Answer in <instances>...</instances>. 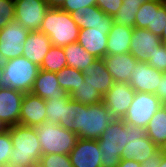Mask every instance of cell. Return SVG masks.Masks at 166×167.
Here are the masks:
<instances>
[{
    "mask_svg": "<svg viewBox=\"0 0 166 167\" xmlns=\"http://www.w3.org/2000/svg\"><path fill=\"white\" fill-rule=\"evenodd\" d=\"M115 120L103 101L88 106L71 99L65 106V122L59 125L77 134L78 138L97 140Z\"/></svg>",
    "mask_w": 166,
    "mask_h": 167,
    "instance_id": "cell-1",
    "label": "cell"
},
{
    "mask_svg": "<svg viewBox=\"0 0 166 167\" xmlns=\"http://www.w3.org/2000/svg\"><path fill=\"white\" fill-rule=\"evenodd\" d=\"M9 134L13 145L9 166L31 167L39 162L42 149L35 127L17 124L9 127Z\"/></svg>",
    "mask_w": 166,
    "mask_h": 167,
    "instance_id": "cell-2",
    "label": "cell"
},
{
    "mask_svg": "<svg viewBox=\"0 0 166 167\" xmlns=\"http://www.w3.org/2000/svg\"><path fill=\"white\" fill-rule=\"evenodd\" d=\"M40 32L46 34L52 46L64 47L77 42L80 28L71 14L60 8H49L45 14Z\"/></svg>",
    "mask_w": 166,
    "mask_h": 167,
    "instance_id": "cell-3",
    "label": "cell"
},
{
    "mask_svg": "<svg viewBox=\"0 0 166 167\" xmlns=\"http://www.w3.org/2000/svg\"><path fill=\"white\" fill-rule=\"evenodd\" d=\"M127 140L128 132L123 119H116L109 124L97 139L98 149L101 151L102 167H117L119 165Z\"/></svg>",
    "mask_w": 166,
    "mask_h": 167,
    "instance_id": "cell-4",
    "label": "cell"
},
{
    "mask_svg": "<svg viewBox=\"0 0 166 167\" xmlns=\"http://www.w3.org/2000/svg\"><path fill=\"white\" fill-rule=\"evenodd\" d=\"M35 129L42 155L57 153L69 155L78 140L77 134L52 122L45 121Z\"/></svg>",
    "mask_w": 166,
    "mask_h": 167,
    "instance_id": "cell-5",
    "label": "cell"
},
{
    "mask_svg": "<svg viewBox=\"0 0 166 167\" xmlns=\"http://www.w3.org/2000/svg\"><path fill=\"white\" fill-rule=\"evenodd\" d=\"M3 86L30 93L40 67L24 56L3 62Z\"/></svg>",
    "mask_w": 166,
    "mask_h": 167,
    "instance_id": "cell-6",
    "label": "cell"
},
{
    "mask_svg": "<svg viewBox=\"0 0 166 167\" xmlns=\"http://www.w3.org/2000/svg\"><path fill=\"white\" fill-rule=\"evenodd\" d=\"M125 128L128 140L123 148L122 159H133L142 163L159 151V147L147 136L145 128L128 123H125Z\"/></svg>",
    "mask_w": 166,
    "mask_h": 167,
    "instance_id": "cell-7",
    "label": "cell"
},
{
    "mask_svg": "<svg viewBox=\"0 0 166 167\" xmlns=\"http://www.w3.org/2000/svg\"><path fill=\"white\" fill-rule=\"evenodd\" d=\"M163 105L155 94L136 92L123 120L146 129L150 119Z\"/></svg>",
    "mask_w": 166,
    "mask_h": 167,
    "instance_id": "cell-8",
    "label": "cell"
},
{
    "mask_svg": "<svg viewBox=\"0 0 166 167\" xmlns=\"http://www.w3.org/2000/svg\"><path fill=\"white\" fill-rule=\"evenodd\" d=\"M29 34L15 19L0 26V60L5 62L23 55V43Z\"/></svg>",
    "mask_w": 166,
    "mask_h": 167,
    "instance_id": "cell-9",
    "label": "cell"
},
{
    "mask_svg": "<svg viewBox=\"0 0 166 167\" xmlns=\"http://www.w3.org/2000/svg\"><path fill=\"white\" fill-rule=\"evenodd\" d=\"M15 20L27 31H40L44 17L50 8L45 0H16Z\"/></svg>",
    "mask_w": 166,
    "mask_h": 167,
    "instance_id": "cell-10",
    "label": "cell"
},
{
    "mask_svg": "<svg viewBox=\"0 0 166 167\" xmlns=\"http://www.w3.org/2000/svg\"><path fill=\"white\" fill-rule=\"evenodd\" d=\"M135 93L128 83L114 82L112 88L103 96V102L116 119H123Z\"/></svg>",
    "mask_w": 166,
    "mask_h": 167,
    "instance_id": "cell-11",
    "label": "cell"
},
{
    "mask_svg": "<svg viewBox=\"0 0 166 167\" xmlns=\"http://www.w3.org/2000/svg\"><path fill=\"white\" fill-rule=\"evenodd\" d=\"M24 92L9 87L0 89V124L4 128L19 124Z\"/></svg>",
    "mask_w": 166,
    "mask_h": 167,
    "instance_id": "cell-12",
    "label": "cell"
},
{
    "mask_svg": "<svg viewBox=\"0 0 166 167\" xmlns=\"http://www.w3.org/2000/svg\"><path fill=\"white\" fill-rule=\"evenodd\" d=\"M162 71H159L147 62L138 61L129 79V85L136 92L154 94L161 80Z\"/></svg>",
    "mask_w": 166,
    "mask_h": 167,
    "instance_id": "cell-13",
    "label": "cell"
},
{
    "mask_svg": "<svg viewBox=\"0 0 166 167\" xmlns=\"http://www.w3.org/2000/svg\"><path fill=\"white\" fill-rule=\"evenodd\" d=\"M97 140L78 138L69 157L73 167H102Z\"/></svg>",
    "mask_w": 166,
    "mask_h": 167,
    "instance_id": "cell-14",
    "label": "cell"
},
{
    "mask_svg": "<svg viewBox=\"0 0 166 167\" xmlns=\"http://www.w3.org/2000/svg\"><path fill=\"white\" fill-rule=\"evenodd\" d=\"M162 40L158 35L153 34L147 29H133L130 53L140 62H147L150 54L161 45Z\"/></svg>",
    "mask_w": 166,
    "mask_h": 167,
    "instance_id": "cell-15",
    "label": "cell"
},
{
    "mask_svg": "<svg viewBox=\"0 0 166 167\" xmlns=\"http://www.w3.org/2000/svg\"><path fill=\"white\" fill-rule=\"evenodd\" d=\"M30 93L43 100L70 98V95L59 86L56 73L42 69L39 70Z\"/></svg>",
    "mask_w": 166,
    "mask_h": 167,
    "instance_id": "cell-16",
    "label": "cell"
},
{
    "mask_svg": "<svg viewBox=\"0 0 166 167\" xmlns=\"http://www.w3.org/2000/svg\"><path fill=\"white\" fill-rule=\"evenodd\" d=\"M46 121V105L45 100L33 95L25 93L21 103V114L19 124L29 127H36Z\"/></svg>",
    "mask_w": 166,
    "mask_h": 167,
    "instance_id": "cell-17",
    "label": "cell"
},
{
    "mask_svg": "<svg viewBox=\"0 0 166 167\" xmlns=\"http://www.w3.org/2000/svg\"><path fill=\"white\" fill-rule=\"evenodd\" d=\"M110 29H80L77 42L95 58L103 59L107 55V40Z\"/></svg>",
    "mask_w": 166,
    "mask_h": 167,
    "instance_id": "cell-18",
    "label": "cell"
},
{
    "mask_svg": "<svg viewBox=\"0 0 166 167\" xmlns=\"http://www.w3.org/2000/svg\"><path fill=\"white\" fill-rule=\"evenodd\" d=\"M114 82L129 83L137 60L129 53L106 55L103 58Z\"/></svg>",
    "mask_w": 166,
    "mask_h": 167,
    "instance_id": "cell-19",
    "label": "cell"
},
{
    "mask_svg": "<svg viewBox=\"0 0 166 167\" xmlns=\"http://www.w3.org/2000/svg\"><path fill=\"white\" fill-rule=\"evenodd\" d=\"M71 17L80 29L111 28L113 25V17L106 15L97 5L82 7L71 13Z\"/></svg>",
    "mask_w": 166,
    "mask_h": 167,
    "instance_id": "cell-20",
    "label": "cell"
},
{
    "mask_svg": "<svg viewBox=\"0 0 166 167\" xmlns=\"http://www.w3.org/2000/svg\"><path fill=\"white\" fill-rule=\"evenodd\" d=\"M51 47L52 42L46 34L40 31L29 32L26 41L23 43L22 56L40 67Z\"/></svg>",
    "mask_w": 166,
    "mask_h": 167,
    "instance_id": "cell-21",
    "label": "cell"
},
{
    "mask_svg": "<svg viewBox=\"0 0 166 167\" xmlns=\"http://www.w3.org/2000/svg\"><path fill=\"white\" fill-rule=\"evenodd\" d=\"M84 82L90 83L102 96L113 86L114 81L103 59H96L83 72Z\"/></svg>",
    "mask_w": 166,
    "mask_h": 167,
    "instance_id": "cell-22",
    "label": "cell"
},
{
    "mask_svg": "<svg viewBox=\"0 0 166 167\" xmlns=\"http://www.w3.org/2000/svg\"><path fill=\"white\" fill-rule=\"evenodd\" d=\"M133 29L113 23L108 33L107 55L129 53Z\"/></svg>",
    "mask_w": 166,
    "mask_h": 167,
    "instance_id": "cell-23",
    "label": "cell"
},
{
    "mask_svg": "<svg viewBox=\"0 0 166 167\" xmlns=\"http://www.w3.org/2000/svg\"><path fill=\"white\" fill-rule=\"evenodd\" d=\"M63 49L67 58V66L81 72H84V70L97 59L86 51L78 42L66 45Z\"/></svg>",
    "mask_w": 166,
    "mask_h": 167,
    "instance_id": "cell-24",
    "label": "cell"
},
{
    "mask_svg": "<svg viewBox=\"0 0 166 167\" xmlns=\"http://www.w3.org/2000/svg\"><path fill=\"white\" fill-rule=\"evenodd\" d=\"M147 136L158 147L166 141V105L164 104L150 119L147 128Z\"/></svg>",
    "mask_w": 166,
    "mask_h": 167,
    "instance_id": "cell-25",
    "label": "cell"
},
{
    "mask_svg": "<svg viewBox=\"0 0 166 167\" xmlns=\"http://www.w3.org/2000/svg\"><path fill=\"white\" fill-rule=\"evenodd\" d=\"M59 86L65 90L69 95L76 89L80 83L84 82L83 72L75 68L66 66L56 73Z\"/></svg>",
    "mask_w": 166,
    "mask_h": 167,
    "instance_id": "cell-26",
    "label": "cell"
},
{
    "mask_svg": "<svg viewBox=\"0 0 166 167\" xmlns=\"http://www.w3.org/2000/svg\"><path fill=\"white\" fill-rule=\"evenodd\" d=\"M67 66L63 47L52 46L42 61L40 69L57 73Z\"/></svg>",
    "mask_w": 166,
    "mask_h": 167,
    "instance_id": "cell-27",
    "label": "cell"
},
{
    "mask_svg": "<svg viewBox=\"0 0 166 167\" xmlns=\"http://www.w3.org/2000/svg\"><path fill=\"white\" fill-rule=\"evenodd\" d=\"M70 98L82 105H92L103 101V96L88 82L80 83L78 89L70 94Z\"/></svg>",
    "mask_w": 166,
    "mask_h": 167,
    "instance_id": "cell-28",
    "label": "cell"
},
{
    "mask_svg": "<svg viewBox=\"0 0 166 167\" xmlns=\"http://www.w3.org/2000/svg\"><path fill=\"white\" fill-rule=\"evenodd\" d=\"M140 6L141 4L138 2L123 0L118 13L113 17V23L119 26L134 28L136 14Z\"/></svg>",
    "mask_w": 166,
    "mask_h": 167,
    "instance_id": "cell-29",
    "label": "cell"
},
{
    "mask_svg": "<svg viewBox=\"0 0 166 167\" xmlns=\"http://www.w3.org/2000/svg\"><path fill=\"white\" fill-rule=\"evenodd\" d=\"M166 0H150L144 2L135 18V28L152 29L153 9H159Z\"/></svg>",
    "mask_w": 166,
    "mask_h": 167,
    "instance_id": "cell-30",
    "label": "cell"
},
{
    "mask_svg": "<svg viewBox=\"0 0 166 167\" xmlns=\"http://www.w3.org/2000/svg\"><path fill=\"white\" fill-rule=\"evenodd\" d=\"M71 98H57L53 100H45L46 105V121L59 124L65 122V106Z\"/></svg>",
    "mask_w": 166,
    "mask_h": 167,
    "instance_id": "cell-31",
    "label": "cell"
},
{
    "mask_svg": "<svg viewBox=\"0 0 166 167\" xmlns=\"http://www.w3.org/2000/svg\"><path fill=\"white\" fill-rule=\"evenodd\" d=\"M13 145L9 134V127L0 132V167L9 166V158Z\"/></svg>",
    "mask_w": 166,
    "mask_h": 167,
    "instance_id": "cell-32",
    "label": "cell"
},
{
    "mask_svg": "<svg viewBox=\"0 0 166 167\" xmlns=\"http://www.w3.org/2000/svg\"><path fill=\"white\" fill-rule=\"evenodd\" d=\"M38 164L42 167H73L69 155L59 153L41 155Z\"/></svg>",
    "mask_w": 166,
    "mask_h": 167,
    "instance_id": "cell-33",
    "label": "cell"
},
{
    "mask_svg": "<svg viewBox=\"0 0 166 167\" xmlns=\"http://www.w3.org/2000/svg\"><path fill=\"white\" fill-rule=\"evenodd\" d=\"M147 63L159 71L166 72V43L162 42L158 49L150 54Z\"/></svg>",
    "mask_w": 166,
    "mask_h": 167,
    "instance_id": "cell-34",
    "label": "cell"
},
{
    "mask_svg": "<svg viewBox=\"0 0 166 167\" xmlns=\"http://www.w3.org/2000/svg\"><path fill=\"white\" fill-rule=\"evenodd\" d=\"M166 2L159 8L153 9L152 29H147L159 37L165 28Z\"/></svg>",
    "mask_w": 166,
    "mask_h": 167,
    "instance_id": "cell-35",
    "label": "cell"
},
{
    "mask_svg": "<svg viewBox=\"0 0 166 167\" xmlns=\"http://www.w3.org/2000/svg\"><path fill=\"white\" fill-rule=\"evenodd\" d=\"M15 19V3L13 0H0V26Z\"/></svg>",
    "mask_w": 166,
    "mask_h": 167,
    "instance_id": "cell-36",
    "label": "cell"
},
{
    "mask_svg": "<svg viewBox=\"0 0 166 167\" xmlns=\"http://www.w3.org/2000/svg\"><path fill=\"white\" fill-rule=\"evenodd\" d=\"M122 4L123 0H96V5L100 10L111 17H114L118 13Z\"/></svg>",
    "mask_w": 166,
    "mask_h": 167,
    "instance_id": "cell-37",
    "label": "cell"
},
{
    "mask_svg": "<svg viewBox=\"0 0 166 167\" xmlns=\"http://www.w3.org/2000/svg\"><path fill=\"white\" fill-rule=\"evenodd\" d=\"M91 5H96V0H65L60 9L71 14L82 7Z\"/></svg>",
    "mask_w": 166,
    "mask_h": 167,
    "instance_id": "cell-38",
    "label": "cell"
},
{
    "mask_svg": "<svg viewBox=\"0 0 166 167\" xmlns=\"http://www.w3.org/2000/svg\"><path fill=\"white\" fill-rule=\"evenodd\" d=\"M159 100L166 105V72L162 73L161 80L159 81L158 88L154 93Z\"/></svg>",
    "mask_w": 166,
    "mask_h": 167,
    "instance_id": "cell-39",
    "label": "cell"
},
{
    "mask_svg": "<svg viewBox=\"0 0 166 167\" xmlns=\"http://www.w3.org/2000/svg\"><path fill=\"white\" fill-rule=\"evenodd\" d=\"M161 161V154L160 151H158L156 154L149 156V158L145 159L141 163V167H159Z\"/></svg>",
    "mask_w": 166,
    "mask_h": 167,
    "instance_id": "cell-40",
    "label": "cell"
},
{
    "mask_svg": "<svg viewBox=\"0 0 166 167\" xmlns=\"http://www.w3.org/2000/svg\"><path fill=\"white\" fill-rule=\"evenodd\" d=\"M117 167H141V163L133 159H122Z\"/></svg>",
    "mask_w": 166,
    "mask_h": 167,
    "instance_id": "cell-41",
    "label": "cell"
},
{
    "mask_svg": "<svg viewBox=\"0 0 166 167\" xmlns=\"http://www.w3.org/2000/svg\"><path fill=\"white\" fill-rule=\"evenodd\" d=\"M50 8H61L65 0H45Z\"/></svg>",
    "mask_w": 166,
    "mask_h": 167,
    "instance_id": "cell-42",
    "label": "cell"
},
{
    "mask_svg": "<svg viewBox=\"0 0 166 167\" xmlns=\"http://www.w3.org/2000/svg\"><path fill=\"white\" fill-rule=\"evenodd\" d=\"M3 61L0 60V89L3 88Z\"/></svg>",
    "mask_w": 166,
    "mask_h": 167,
    "instance_id": "cell-43",
    "label": "cell"
},
{
    "mask_svg": "<svg viewBox=\"0 0 166 167\" xmlns=\"http://www.w3.org/2000/svg\"><path fill=\"white\" fill-rule=\"evenodd\" d=\"M159 151L161 155L166 156V141L159 146Z\"/></svg>",
    "mask_w": 166,
    "mask_h": 167,
    "instance_id": "cell-44",
    "label": "cell"
},
{
    "mask_svg": "<svg viewBox=\"0 0 166 167\" xmlns=\"http://www.w3.org/2000/svg\"><path fill=\"white\" fill-rule=\"evenodd\" d=\"M160 38H161L162 42L166 43V17H165V28H164Z\"/></svg>",
    "mask_w": 166,
    "mask_h": 167,
    "instance_id": "cell-45",
    "label": "cell"
},
{
    "mask_svg": "<svg viewBox=\"0 0 166 167\" xmlns=\"http://www.w3.org/2000/svg\"><path fill=\"white\" fill-rule=\"evenodd\" d=\"M159 167H166V156L161 155V161Z\"/></svg>",
    "mask_w": 166,
    "mask_h": 167,
    "instance_id": "cell-46",
    "label": "cell"
},
{
    "mask_svg": "<svg viewBox=\"0 0 166 167\" xmlns=\"http://www.w3.org/2000/svg\"><path fill=\"white\" fill-rule=\"evenodd\" d=\"M126 1H133V2H138L139 4H143L144 2H148L150 0H126Z\"/></svg>",
    "mask_w": 166,
    "mask_h": 167,
    "instance_id": "cell-47",
    "label": "cell"
},
{
    "mask_svg": "<svg viewBox=\"0 0 166 167\" xmlns=\"http://www.w3.org/2000/svg\"><path fill=\"white\" fill-rule=\"evenodd\" d=\"M31 167H42V166L36 163L34 166H31Z\"/></svg>",
    "mask_w": 166,
    "mask_h": 167,
    "instance_id": "cell-48",
    "label": "cell"
},
{
    "mask_svg": "<svg viewBox=\"0 0 166 167\" xmlns=\"http://www.w3.org/2000/svg\"><path fill=\"white\" fill-rule=\"evenodd\" d=\"M4 129V126L0 124V132Z\"/></svg>",
    "mask_w": 166,
    "mask_h": 167,
    "instance_id": "cell-49",
    "label": "cell"
}]
</instances>
